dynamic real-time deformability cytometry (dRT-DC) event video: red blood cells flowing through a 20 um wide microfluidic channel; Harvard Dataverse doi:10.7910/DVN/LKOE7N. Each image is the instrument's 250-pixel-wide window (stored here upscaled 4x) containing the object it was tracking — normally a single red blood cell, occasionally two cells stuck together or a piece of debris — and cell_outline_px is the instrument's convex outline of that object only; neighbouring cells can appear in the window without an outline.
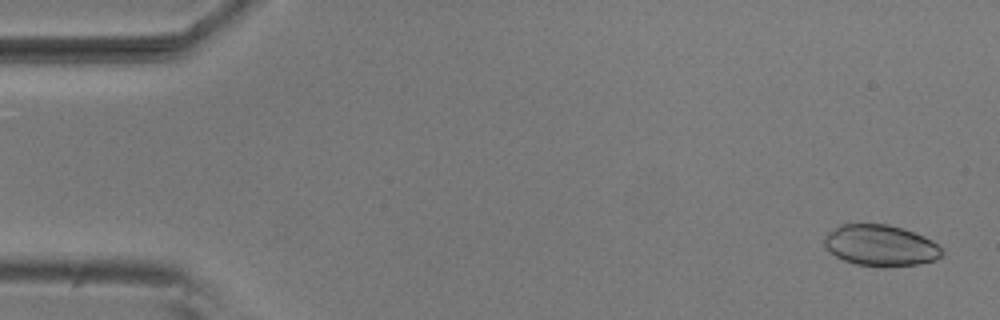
{"species": "common noctule bat (a hibernating species)", "species_latin": "Nyctalus noctula", "temperature_condition": "room temperature", "stored_images_in_passage": 4, "camera_frame_rate_fps": 3000, "um_per_image_px": 0.085, "animal": {"sex": "male", "body_mass_g": 20.5, "forearm_length_mm": 52.5}, "frame": {"image": 1, "passage_image": 1, "time_ms": 0.0, "image_size_px": [1000, 320], "cell_outline_px": [[944, 252], [936, 260], [916, 264], [884, 268], [856, 264], [844, 260], [828, 252], [824, 244], [824, 236], [828, 232], [840, 224], [888, 224], [924, 236], [932, 240], [944, 248]], "centroid_in_image_um": [74.85, 20.88], "position_along_channel_um": 10.2, "area_um2": 28.5}}